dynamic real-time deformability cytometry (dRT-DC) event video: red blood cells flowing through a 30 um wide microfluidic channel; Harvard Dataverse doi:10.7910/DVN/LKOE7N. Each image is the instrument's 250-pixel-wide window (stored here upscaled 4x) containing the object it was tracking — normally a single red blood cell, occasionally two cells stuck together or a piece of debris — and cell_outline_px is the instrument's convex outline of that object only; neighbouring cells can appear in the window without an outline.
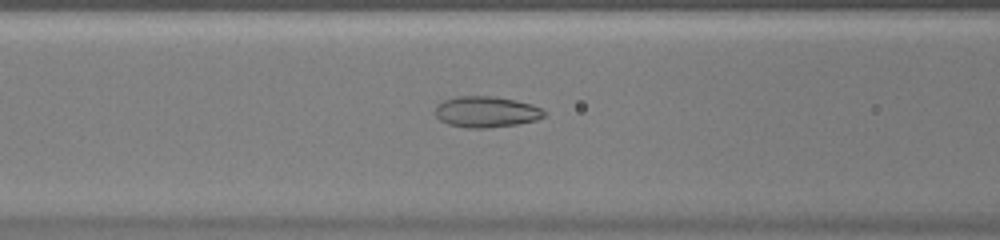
{"species": "common noctule bat (a hibernating species)", "species_latin": "Nyctalus noctula", "temperature_condition": "warm", "stored_images_in_passage": 53, "camera_frame_rate_fps": 3000, "um_per_image_px": 0.085, "animal": {"sex": "female", "body_mass_g": 20.0, "forearm_length_mm": 54.0}, "frame": {"image": 1, "passage_image": 23, "time_ms": 7.333, "image_size_px": [1000, 240], "cell_outline_px": [[544, 116], [536, 120], [516, 124], [488, 128], [468, 128], [448, 124], [440, 120], [436, 116], [436, 104], [444, 100], [456, 96], [496, 96], [516, 100], [532, 104], [540, 108], [544, 112]], "centroid_in_image_um": [41.31, 9.5], "position_along_channel_um": 125.3, "area_um2": 19.71}}
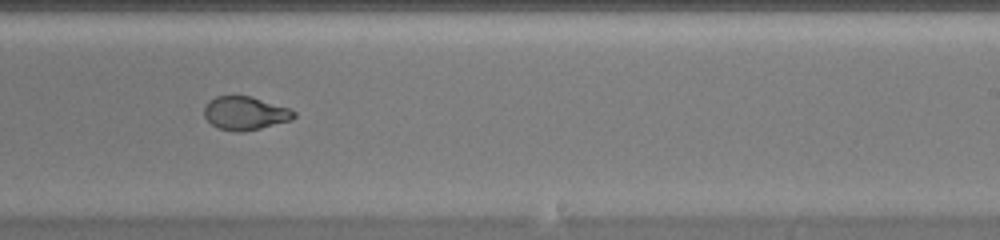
{"frame": {"image": 2, "passage_image": 34, "time_ms": 11.0, "image_size_px": [1000, 240], "cell_outline_px": [[296, 116], [292, 120], [244, 132], [236, 132], [220, 128], [212, 124], [204, 116], [204, 108], [208, 100], [216, 96], [252, 96], [288, 108], [296, 112]], "centroid_in_image_um": [20.84, 9.62], "position_along_channel_um": 268.2, "area_um2": 17.46}}
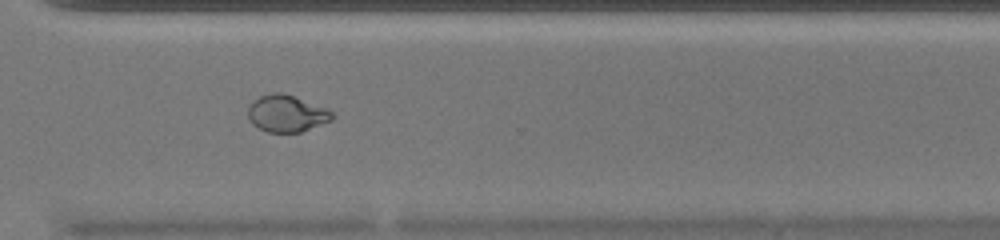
{"frame": {"image": 3, "passage_image": 40, "time_ms": 13.0, "image_size_px": [1000, 240], "cell_outline_px": [[336, 116], [332, 120], [300, 132], [268, 132], [252, 124], [248, 116], [248, 104], [252, 100], [260, 96], [272, 92], [280, 92], [328, 108]], "centroid_in_image_um": [24.35, 9.64], "position_along_channel_um": 346.2, "area_um2": 18.09}}